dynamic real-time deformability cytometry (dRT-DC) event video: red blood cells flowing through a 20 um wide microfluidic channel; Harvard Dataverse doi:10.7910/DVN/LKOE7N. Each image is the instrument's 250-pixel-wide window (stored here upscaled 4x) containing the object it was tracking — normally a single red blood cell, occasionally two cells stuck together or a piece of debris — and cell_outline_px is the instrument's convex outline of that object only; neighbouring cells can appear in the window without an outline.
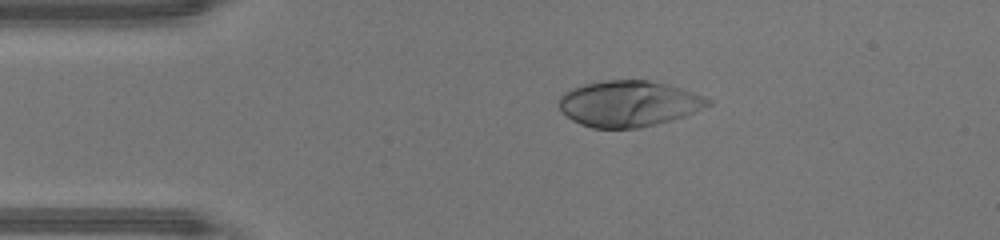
{"species": "human", "species_latin": "Homo sapiens", "temperature_condition": "warm", "stored_images_in_passage": 38, "camera_frame_rate_fps": 3000, "um_per_image_px": 0.085, "donor": {"sex": "male"}, "frame": {"image": 1, "passage_image": 1, "time_ms": 0.0, "image_size_px": [1000, 240], "cell_outline_px": [[712, 104], [684, 116], [672, 120], [640, 128], [592, 128], [580, 124], [572, 120], [556, 104], [556, 100], [564, 92], [572, 88], [584, 84], [604, 80], [648, 80], [668, 84], [692, 92], [712, 100]], "centroid_in_image_um": [53.41, 8.81], "position_along_channel_um": 31.6, "area_um2": 40.0}}
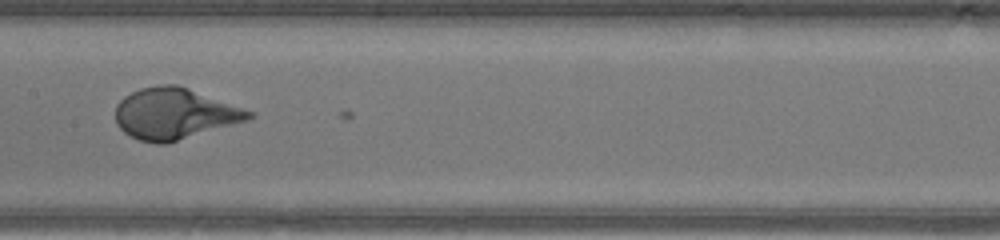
{"frame": {"image": 2, "passage_image": 15, "time_ms": 4.667, "image_size_px": [1000, 240], "cell_outline_px": [[256, 116], [248, 120], [164, 144], [156, 144], [140, 140], [124, 132], [116, 124], [116, 104], [124, 96], [140, 88], [160, 84], [176, 84], [188, 88], [256, 112]], "centroid_in_image_um": [14.84, 9.65], "position_along_channel_um": 192.6, "area_um2": 39.65}}
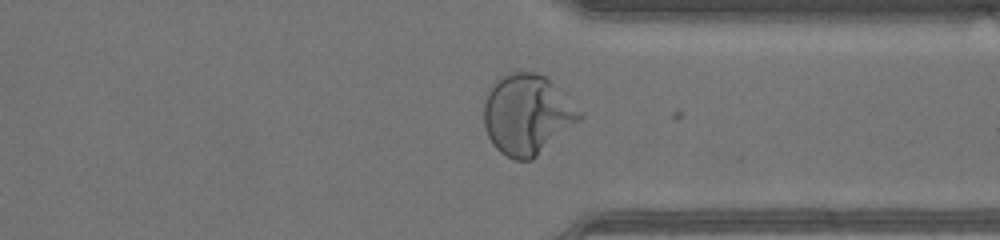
{"frame": {"image": 3, "passage_image": 27, "time_ms": 8.667, "image_size_px": [1000, 240], "cell_outline_px": [[584, 116], [580, 120], [532, 160], [516, 160], [500, 152], [492, 144], [488, 136], [484, 124], [484, 100], [488, 92], [496, 80], [512, 72], [536, 72], [548, 76], [584, 112]], "centroid_in_image_um": [44.84, 9.71], "position_along_channel_um": 366.6, "area_um2": 44.97}, "authors_computed_cell_mechanics": {"area_um2": 40.1999, "velocity_mm_per_s": 4.386, "shape_relaxation_time_tau1_ms": 3.1085, "shape_relaxation_time_tau2_ms": null, "deformation_change_tau1": 0.265, "deformation_change_tau2": null}}